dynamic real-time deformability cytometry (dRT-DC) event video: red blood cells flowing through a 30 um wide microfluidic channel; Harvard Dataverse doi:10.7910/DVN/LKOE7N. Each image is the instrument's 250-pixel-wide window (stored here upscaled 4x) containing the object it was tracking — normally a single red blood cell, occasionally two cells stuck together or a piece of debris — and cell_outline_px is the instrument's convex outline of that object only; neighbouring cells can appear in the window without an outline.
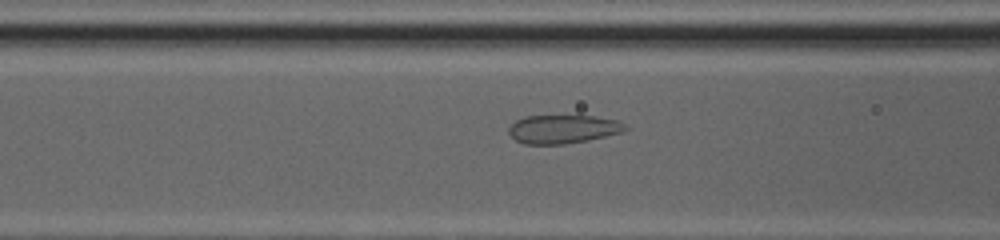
{"species": "common noctule bat (a hibernating species)", "species_latin": "Nyctalus noctula", "temperature_condition": "cold", "stored_images_in_passage": 9, "camera_frame_rate_fps": 3000, "um_per_image_px": 0.085, "animal": {"sex": "female", "body_mass_g": 20.0, "forearm_length_mm": 54.0}, "frame": {"image": 1, "passage_image": 7, "time_ms": 2.0, "image_size_px": [1000, 240], "cell_outline_px": [[628, 128], [624, 132], [588, 140], [564, 144], [524, 144], [516, 140], [508, 132], [508, 128], [516, 120], [524, 116], [596, 116], [616, 120], [628, 124]], "centroid_in_image_um": [47.89, 10.97], "position_along_channel_um": 118.7, "area_um2": 19.48}}